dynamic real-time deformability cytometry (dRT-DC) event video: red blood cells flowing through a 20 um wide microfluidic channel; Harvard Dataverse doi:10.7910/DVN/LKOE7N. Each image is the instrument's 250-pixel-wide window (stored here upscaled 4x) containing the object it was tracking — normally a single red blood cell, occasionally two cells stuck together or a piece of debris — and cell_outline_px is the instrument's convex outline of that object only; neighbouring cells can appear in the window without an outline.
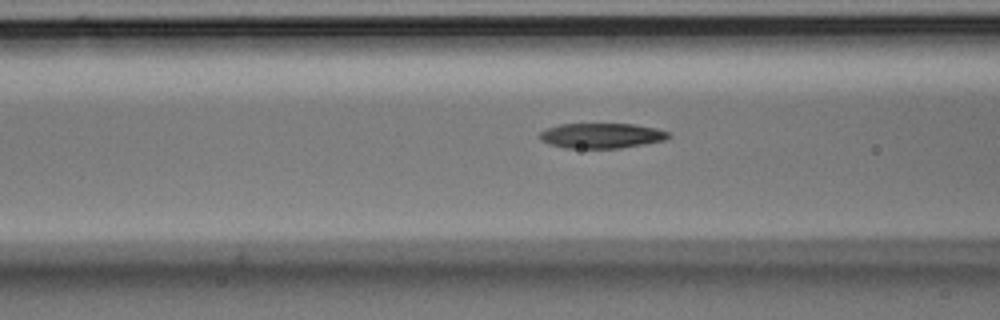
{"species": "Egyptian fruit bat (a non-hibernating species)", "species_latin": "Rousettus aegyptiacus", "temperature_condition": "room temperature", "stored_images_in_passage": 34, "camera_frame_rate_fps": 3000, "um_per_image_px": 0.085, "animal": {"sex": "male"}, "frame": {"image": 1, "passage_image": 12, "time_ms": 3.667, "image_size_px": [1000, 320], "cell_outline_px": [[672, 136], [664, 140], [620, 148], [564, 148], [548, 144], [540, 140], [536, 136], [540, 132], [548, 128], [560, 124], [632, 124], [656, 128], [668, 132]], "centroid_in_image_um": [51.08, 11.53], "position_along_channel_um": 115.5, "area_um2": 18.9}}
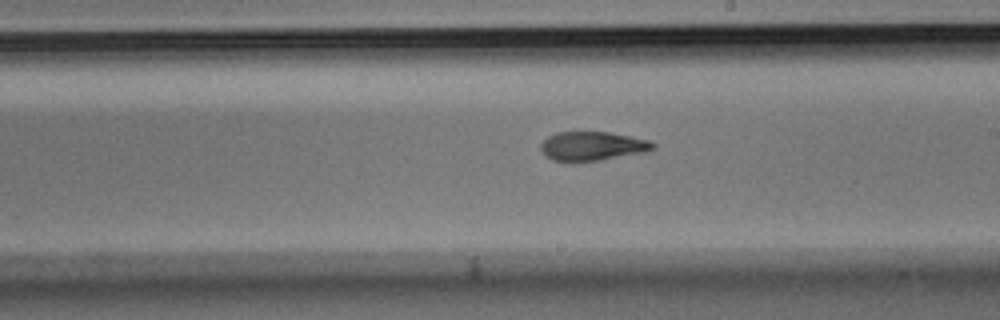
{"frame": {"image": 2, "passage_image": 22, "time_ms": 7.0, "image_size_px": [1000, 320], "cell_outline_px": [[656, 144], [652, 148], [644, 152], [600, 160], [552, 160], [544, 156], [540, 148], [540, 144], [548, 136], [556, 132], [608, 132], [648, 140]], "centroid_in_image_um": [50.3, 12.4], "position_along_channel_um": 238.7, "area_um2": 18.55}}
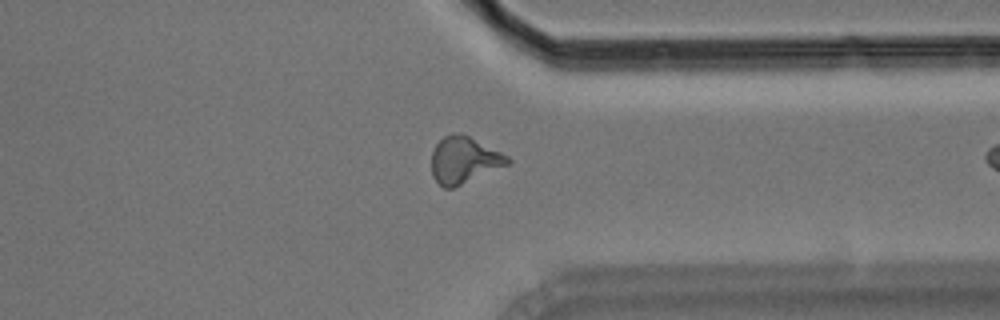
{"frame": {"image": 3, "passage_image": 33, "time_ms": 10.667, "image_size_px": [1000, 320], "cell_outline_px": [[512, 160], [508, 164], [452, 188], [444, 188], [432, 176], [432, 152], [436, 144], [444, 136], [452, 132], [460, 132], [508, 156]], "centroid_in_image_um": [39.41, 13.59], "position_along_channel_um": 372.0, "area_um2": 20.29}}